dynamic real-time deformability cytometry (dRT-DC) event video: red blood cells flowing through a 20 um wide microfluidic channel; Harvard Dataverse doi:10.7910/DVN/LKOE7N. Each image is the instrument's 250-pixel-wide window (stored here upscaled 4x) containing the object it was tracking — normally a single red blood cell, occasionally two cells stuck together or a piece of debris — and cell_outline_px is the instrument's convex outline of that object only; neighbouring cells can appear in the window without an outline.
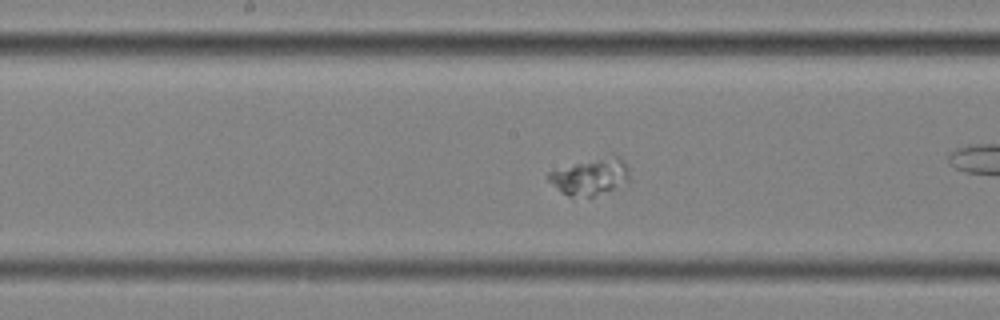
{"species": "common noctule bat (a hibernating species)", "species_latin": "Nyctalus noctula", "temperature_condition": "cold", "stored_images_in_passage": 35, "camera_frame_rate_fps": 3000, "um_per_image_px": 0.085, "animal": {"sex": "female", "body_mass_g": 25.1}, "frame": {"image": 1, "passage_image": 25, "time_ms": 8.0, "image_size_px": [1000, 320], "cell_outline_px": [[628, 184], [592, 196], [572, 200], [560, 192], [548, 180], [548, 172], [576, 164], [616, 156], [620, 156], [624, 160], [628, 168]], "centroid_in_image_um": [50.18, 15.09], "position_along_channel_um": 198.0, "area_um2": 17.11}}